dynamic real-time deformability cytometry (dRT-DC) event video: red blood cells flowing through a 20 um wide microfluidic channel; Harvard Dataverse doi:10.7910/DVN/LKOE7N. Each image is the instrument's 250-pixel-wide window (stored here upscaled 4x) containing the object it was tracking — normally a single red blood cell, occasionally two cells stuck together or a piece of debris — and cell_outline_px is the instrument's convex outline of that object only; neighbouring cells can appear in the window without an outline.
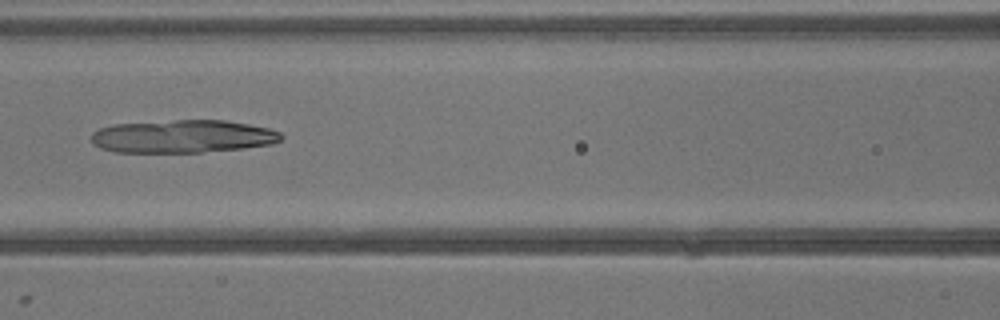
{"species": "common noctule bat (a hibernating species)", "species_latin": "Nyctalus noctula", "temperature_condition": "warm", "stored_images_in_passage": 40, "camera_frame_rate_fps": 3000, "um_per_image_px": 0.085, "animal": {"sex": "male", "body_mass_g": 13.3}, "frame": {"image": 1, "passage_image": 18, "time_ms": 5.667, "image_size_px": [1000, 320], "cell_outline_px": [[284, 136], [280, 140], [272, 144], [244, 148], [200, 152], [116, 152], [100, 148], [92, 144], [92, 132], [100, 128], [116, 124], [176, 120], [224, 120], [248, 124], [268, 128], [280, 132]], "centroid_in_image_um": [15.54, 11.59], "position_along_channel_um": 151.1, "area_um2": 36.36}}
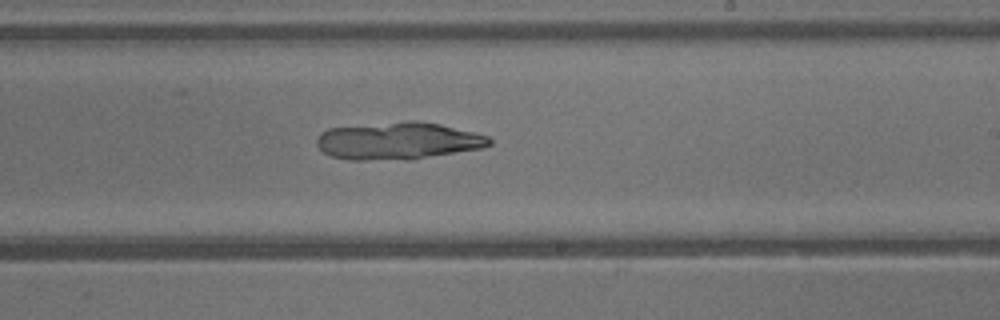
{"frame": {"image": 2, "passage_image": 24, "time_ms": 7.667, "image_size_px": [1000, 320], "cell_outline_px": [[492, 144], [484, 148], [408, 160], [348, 160], [332, 156], [324, 152], [316, 144], [316, 140], [320, 132], [328, 128], [408, 120], [416, 120], [440, 124], [488, 136], [492, 140]], "centroid_in_image_um": [33.83, 11.98], "position_along_channel_um": 255.2, "area_um2": 37.8}}
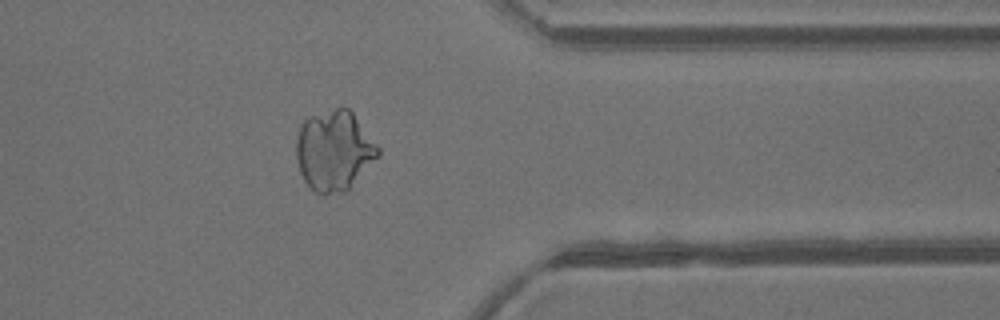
{"frame": {"image": 3, "passage_image": 32, "time_ms": 10.333, "image_size_px": [1000, 320], "cell_outline_px": [[380, 156], [348, 192], [324, 196], [316, 192], [304, 180], [300, 172], [296, 160], [296, 140], [300, 124], [308, 116], [344, 104], [352, 112], [380, 148]], "centroid_in_image_um": [28.41, 12.82], "position_along_channel_um": 383.0, "area_um2": 39.19}}